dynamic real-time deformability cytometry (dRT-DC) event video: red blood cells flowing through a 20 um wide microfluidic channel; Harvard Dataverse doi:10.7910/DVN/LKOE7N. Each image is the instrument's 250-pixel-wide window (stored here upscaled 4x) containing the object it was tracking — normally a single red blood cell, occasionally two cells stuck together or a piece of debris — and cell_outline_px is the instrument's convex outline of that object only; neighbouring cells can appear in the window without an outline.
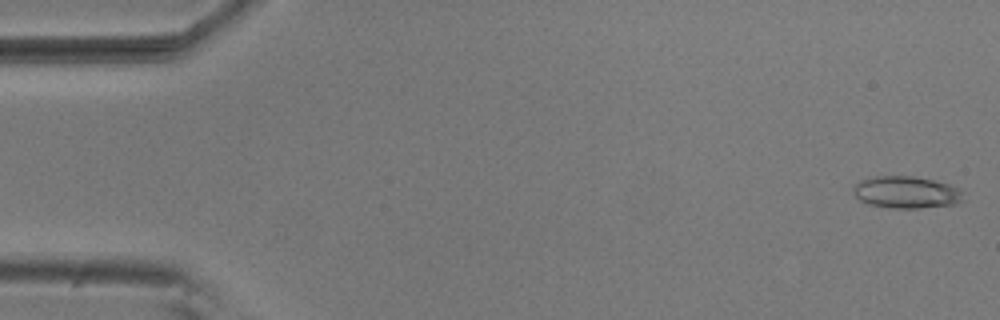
{"species": "common noctule bat (a hibernating species)", "species_latin": "Nyctalus noctula", "temperature_condition": "room temperature", "stored_images_in_passage": 54, "camera_frame_rate_fps": 3000, "um_per_image_px": 0.085, "animal": {"sex": "male", "body_mass_g": 20.5, "forearm_length_mm": 52.5}, "frame": {"image": 1, "passage_image": 1, "time_ms": 0.0, "image_size_px": [1000, 320], "cell_outline_px": [[964, 200], [956, 204], [920, 208], [888, 208], [868, 204], [860, 200], [856, 196], [852, 188], [860, 180], [876, 176], [912, 176], [932, 180], [948, 184], [960, 188]], "centroid_in_image_um": [77.04, 16.35], "position_along_channel_um": 8.0, "area_um2": 20.58}}
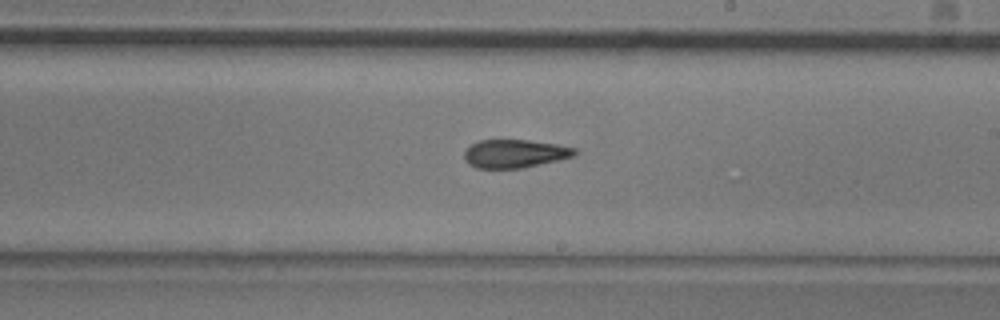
{"frame": {"image": 2, "passage_image": 31, "time_ms": 10.0, "image_size_px": [1000, 320], "cell_outline_px": [[580, 152], [576, 156], [560, 160], [524, 168], [476, 168], [468, 164], [464, 160], [464, 152], [472, 144], [480, 140], [528, 140], [556, 144], [576, 148]], "centroid_in_image_um": [43.81, 13.07], "position_along_channel_um": 245.2, "area_um2": 18.44}}
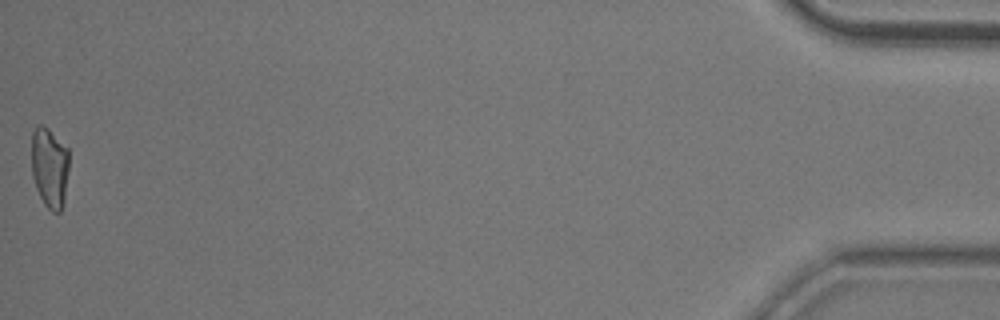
{"frame": {"image": 3, "passage_image": 54, "time_ms": 17.667, "image_size_px": [1000, 320], "cell_outline_px": [[68, 168], [64, 200], [60, 212], [52, 212], [44, 204], [36, 188], [32, 176], [32, 132], [36, 124], [44, 124], [68, 148]], "centroid_in_image_um": [4.2, 14.2], "position_along_channel_um": 431.0, "area_um2": 17.69}, "authors_computed_cell_mechanics": {"area_um2": 18.8428, "velocity_mm_per_s": 3.7185, "shape_relaxation_time_tau1_ms": null, "shape_relaxation_time_tau2_ms": 3.646, "deformation_change_tau1": null, "deformation_change_tau2": 0.1172}}